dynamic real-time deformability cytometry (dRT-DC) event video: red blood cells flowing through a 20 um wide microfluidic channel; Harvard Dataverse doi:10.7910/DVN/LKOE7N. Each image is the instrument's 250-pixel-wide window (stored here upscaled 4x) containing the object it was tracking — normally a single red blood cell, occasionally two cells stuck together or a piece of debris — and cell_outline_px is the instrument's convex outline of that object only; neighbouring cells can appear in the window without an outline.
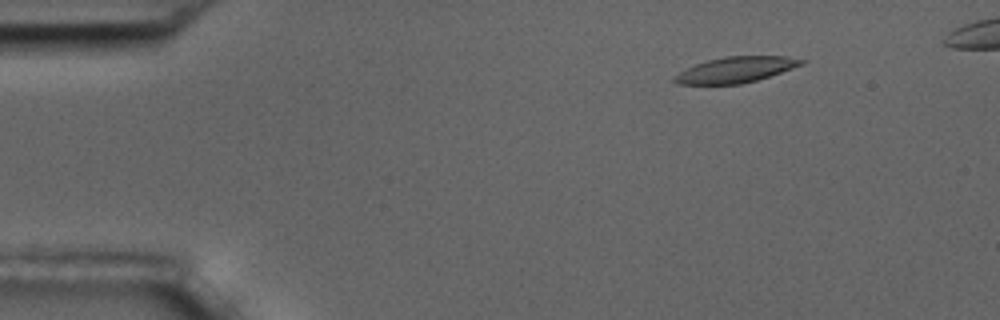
{"species": "common noctule bat (a hibernating species)", "species_latin": "Nyctalus noctula", "temperature_condition": "room temperature", "stored_images_in_passage": 3, "camera_frame_rate_fps": 3000, "um_per_image_px": 0.085, "animal": {"sex": "male", "body_mass_g": 17.5, "forearm_length_mm": 52.3}, "frame": {"image": 1, "passage_image": 3, "time_ms": 2.333, "image_size_px": [1000, 320], "cell_outline_px": [[808, 60], [804, 64], [756, 80], [740, 84], [676, 84], [672, 80], [672, 76], [696, 64], [708, 60], [724, 56], [788, 56]], "centroid_in_image_um": [62.54, 5.92], "position_along_channel_um": 22.5, "area_um2": 18.96}}